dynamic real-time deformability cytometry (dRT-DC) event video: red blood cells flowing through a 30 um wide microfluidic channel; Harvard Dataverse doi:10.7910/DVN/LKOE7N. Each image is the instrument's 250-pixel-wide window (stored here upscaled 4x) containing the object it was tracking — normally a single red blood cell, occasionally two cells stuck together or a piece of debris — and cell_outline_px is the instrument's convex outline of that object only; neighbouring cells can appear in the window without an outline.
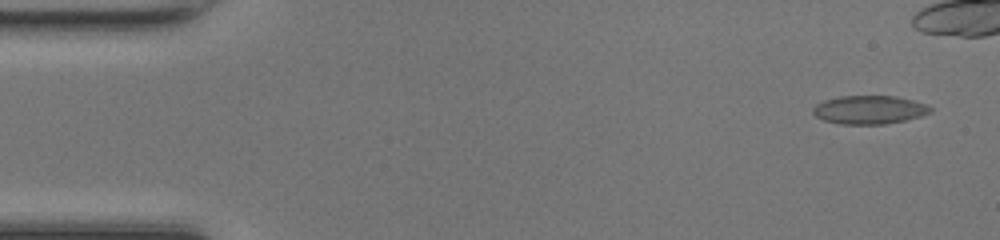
{"species": "common noctule bat (a hibernating species)", "species_latin": "Nyctalus noctula", "temperature_condition": "room temperature", "stored_images_in_passage": 38, "camera_frame_rate_fps": 3000, "um_per_image_px": 0.085, "animal": {"sex": "female", "body_mass_g": 17.0, "forearm_length_mm": 48.0}, "frame": {"image": 1, "passage_image": 2, "time_ms": 0.333, "image_size_px": [1000, 240], "cell_outline_px": [[932, 112], [920, 116], [904, 120], [884, 124], [840, 124], [824, 120], [816, 116], [812, 112], [812, 108], [816, 104], [824, 100], [840, 96], [896, 96], [912, 100], [924, 104], [932, 108]], "centroid_in_image_um": [73.87, 9.33], "position_along_channel_um": 11.1, "area_um2": 19.36}}
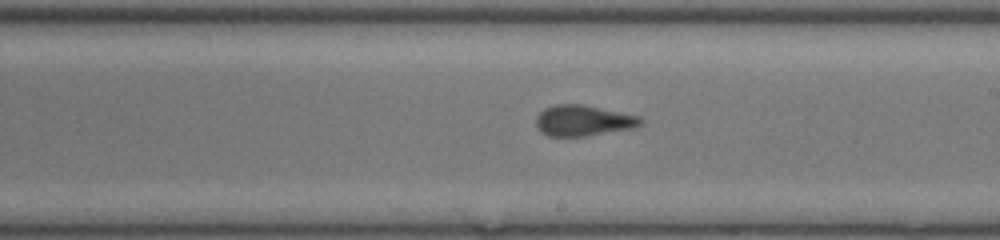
{"frame": {"image": 2, "passage_image": 27, "time_ms": 8.667, "image_size_px": [1000, 240], "cell_outline_px": [[644, 120], [640, 124], [632, 128], [588, 136], [548, 136], [540, 132], [536, 128], [536, 116], [544, 108], [556, 104], [580, 104], [636, 116]], "centroid_in_image_um": [49.49, 10.26], "position_along_channel_um": 239.5, "area_um2": 18.55}}
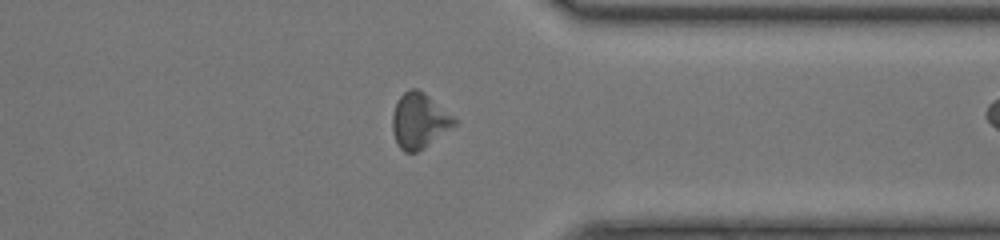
{"frame": {"image": 3, "passage_image": 37, "time_ms": 12.0, "image_size_px": [1000, 240], "cell_outline_px": [[456, 124], [424, 148], [416, 152], [404, 152], [400, 148], [392, 132], [392, 112], [400, 96], [404, 92], [412, 88], [416, 88], [424, 92], [452, 116], [456, 120]], "centroid_in_image_um": [35.6, 10.27], "position_along_channel_um": 375.8, "area_um2": 19.59}}